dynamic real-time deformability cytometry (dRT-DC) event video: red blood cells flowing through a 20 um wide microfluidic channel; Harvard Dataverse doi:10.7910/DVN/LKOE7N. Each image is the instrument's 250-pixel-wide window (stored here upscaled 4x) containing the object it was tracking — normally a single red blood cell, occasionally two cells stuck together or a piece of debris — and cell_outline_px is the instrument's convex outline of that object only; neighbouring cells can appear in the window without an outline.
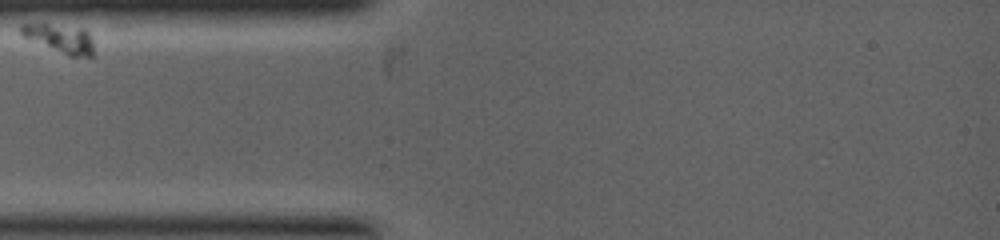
{"species": "common noctule bat (a hibernating species)", "species_latin": "Nyctalus noctula", "temperature_condition": "warm", "stored_images_in_passage": 1, "camera_frame_rate_fps": 5000, "um_per_image_px": 0.085, "animal": {"sex": "female", "body_mass_g": 19.0, "forearm_length_mm": 53.3}, "frame": {"image": 1, "passage_image": 1, "time_ms": 0.0, "image_size_px": [1000, 240], "cell_outline_px": [[92, 56], [68, 56], [24, 36], [20, 32], [20, 24], [48, 24], [88, 28], [92, 40]], "centroid_in_image_um": [5.16, 3.25], "position_along_channel_um": 79.8, "area_um2": 11.96}}